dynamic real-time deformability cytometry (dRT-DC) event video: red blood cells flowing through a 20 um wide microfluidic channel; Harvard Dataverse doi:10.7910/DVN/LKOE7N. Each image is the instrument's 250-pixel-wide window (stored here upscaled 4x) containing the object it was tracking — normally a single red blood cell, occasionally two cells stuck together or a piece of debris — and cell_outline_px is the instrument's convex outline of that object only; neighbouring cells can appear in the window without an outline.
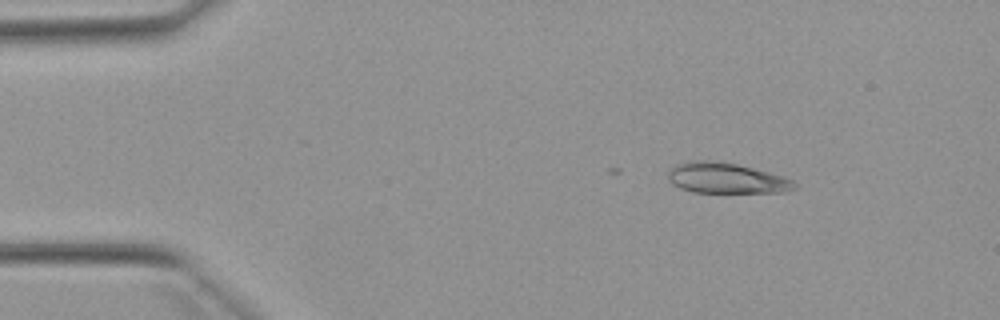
{"species": "Egyptian fruit bat (a non-hibernating species)", "species_latin": "Rousettus aegyptiacus", "temperature_condition": "warm", "stored_images_in_passage": 2, "camera_frame_rate_fps": 3000, "um_per_image_px": 0.085, "animal": {"sex": "female"}, "frame": {"image": 1, "passage_image": 2, "time_ms": 0.333, "image_size_px": [1000, 320], "cell_outline_px": [[796, 188], [784, 192], [692, 192], [680, 188], [672, 184], [668, 180], [668, 172], [676, 164], [688, 160], [708, 160], [736, 164], [784, 176], [792, 180], [796, 184]], "centroid_in_image_um": [61.7, 15.14], "position_along_channel_um": 23.3, "area_um2": 22.43}}